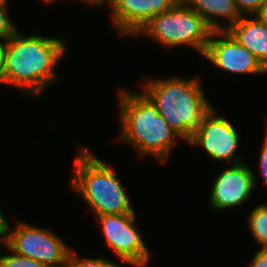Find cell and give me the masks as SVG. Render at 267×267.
I'll use <instances>...</instances> for the list:
<instances>
[{
    "instance_id": "cell-25",
    "label": "cell",
    "mask_w": 267,
    "mask_h": 267,
    "mask_svg": "<svg viewBox=\"0 0 267 267\" xmlns=\"http://www.w3.org/2000/svg\"><path fill=\"white\" fill-rule=\"evenodd\" d=\"M42 1L47 3V4H50V3H54V1H57V0H42ZM58 1H60V0H58ZM62 1H70V0H62Z\"/></svg>"
},
{
    "instance_id": "cell-11",
    "label": "cell",
    "mask_w": 267,
    "mask_h": 267,
    "mask_svg": "<svg viewBox=\"0 0 267 267\" xmlns=\"http://www.w3.org/2000/svg\"><path fill=\"white\" fill-rule=\"evenodd\" d=\"M180 0H109L112 28L122 38L135 36L152 18Z\"/></svg>"
},
{
    "instance_id": "cell-14",
    "label": "cell",
    "mask_w": 267,
    "mask_h": 267,
    "mask_svg": "<svg viewBox=\"0 0 267 267\" xmlns=\"http://www.w3.org/2000/svg\"><path fill=\"white\" fill-rule=\"evenodd\" d=\"M248 229L260 248H267V203L251 209L247 217Z\"/></svg>"
},
{
    "instance_id": "cell-19",
    "label": "cell",
    "mask_w": 267,
    "mask_h": 267,
    "mask_svg": "<svg viewBox=\"0 0 267 267\" xmlns=\"http://www.w3.org/2000/svg\"><path fill=\"white\" fill-rule=\"evenodd\" d=\"M259 171L263 178V182L267 188V127L265 129V135L263 145L259 153Z\"/></svg>"
},
{
    "instance_id": "cell-24",
    "label": "cell",
    "mask_w": 267,
    "mask_h": 267,
    "mask_svg": "<svg viewBox=\"0 0 267 267\" xmlns=\"http://www.w3.org/2000/svg\"><path fill=\"white\" fill-rule=\"evenodd\" d=\"M5 236L6 235H0V249L3 247L2 245L4 244Z\"/></svg>"
},
{
    "instance_id": "cell-4",
    "label": "cell",
    "mask_w": 267,
    "mask_h": 267,
    "mask_svg": "<svg viewBox=\"0 0 267 267\" xmlns=\"http://www.w3.org/2000/svg\"><path fill=\"white\" fill-rule=\"evenodd\" d=\"M73 165L70 187L82 197L95 217L135 212L123 183L106 161L79 145Z\"/></svg>"
},
{
    "instance_id": "cell-1",
    "label": "cell",
    "mask_w": 267,
    "mask_h": 267,
    "mask_svg": "<svg viewBox=\"0 0 267 267\" xmlns=\"http://www.w3.org/2000/svg\"><path fill=\"white\" fill-rule=\"evenodd\" d=\"M63 38L30 34L19 29L1 44V85L38 98L58 83L57 67L67 51Z\"/></svg>"
},
{
    "instance_id": "cell-2",
    "label": "cell",
    "mask_w": 267,
    "mask_h": 267,
    "mask_svg": "<svg viewBox=\"0 0 267 267\" xmlns=\"http://www.w3.org/2000/svg\"><path fill=\"white\" fill-rule=\"evenodd\" d=\"M119 99L120 133L118 140L136 149L137 156L154 157L167 163L172 149L184 139L159 115L157 106L143 91L121 88Z\"/></svg>"
},
{
    "instance_id": "cell-16",
    "label": "cell",
    "mask_w": 267,
    "mask_h": 267,
    "mask_svg": "<svg viewBox=\"0 0 267 267\" xmlns=\"http://www.w3.org/2000/svg\"><path fill=\"white\" fill-rule=\"evenodd\" d=\"M4 248L6 247L7 250L9 251V254H5L3 255V250L2 247L0 249V267H46L44 264L19 255L14 253L13 251H11L5 244H3ZM2 253V254H1ZM11 253V254H10Z\"/></svg>"
},
{
    "instance_id": "cell-23",
    "label": "cell",
    "mask_w": 267,
    "mask_h": 267,
    "mask_svg": "<svg viewBox=\"0 0 267 267\" xmlns=\"http://www.w3.org/2000/svg\"><path fill=\"white\" fill-rule=\"evenodd\" d=\"M74 1H79V2H84V3H89L91 5H95L96 7H102V5L104 6V4H106L109 0H73Z\"/></svg>"
},
{
    "instance_id": "cell-21",
    "label": "cell",
    "mask_w": 267,
    "mask_h": 267,
    "mask_svg": "<svg viewBox=\"0 0 267 267\" xmlns=\"http://www.w3.org/2000/svg\"><path fill=\"white\" fill-rule=\"evenodd\" d=\"M259 21L267 27V1L255 14Z\"/></svg>"
},
{
    "instance_id": "cell-27",
    "label": "cell",
    "mask_w": 267,
    "mask_h": 267,
    "mask_svg": "<svg viewBox=\"0 0 267 267\" xmlns=\"http://www.w3.org/2000/svg\"><path fill=\"white\" fill-rule=\"evenodd\" d=\"M0 4H8V0H0Z\"/></svg>"
},
{
    "instance_id": "cell-10",
    "label": "cell",
    "mask_w": 267,
    "mask_h": 267,
    "mask_svg": "<svg viewBox=\"0 0 267 267\" xmlns=\"http://www.w3.org/2000/svg\"><path fill=\"white\" fill-rule=\"evenodd\" d=\"M211 65L230 74L254 75L267 74L261 65L245 47L226 30L213 31L202 55Z\"/></svg>"
},
{
    "instance_id": "cell-9",
    "label": "cell",
    "mask_w": 267,
    "mask_h": 267,
    "mask_svg": "<svg viewBox=\"0 0 267 267\" xmlns=\"http://www.w3.org/2000/svg\"><path fill=\"white\" fill-rule=\"evenodd\" d=\"M227 167L218 172L211 186L210 208L218 212L245 204L257 187L256 171L246 162Z\"/></svg>"
},
{
    "instance_id": "cell-26",
    "label": "cell",
    "mask_w": 267,
    "mask_h": 267,
    "mask_svg": "<svg viewBox=\"0 0 267 267\" xmlns=\"http://www.w3.org/2000/svg\"><path fill=\"white\" fill-rule=\"evenodd\" d=\"M0 47H1V43H0ZM0 85H1V54H0Z\"/></svg>"
},
{
    "instance_id": "cell-20",
    "label": "cell",
    "mask_w": 267,
    "mask_h": 267,
    "mask_svg": "<svg viewBox=\"0 0 267 267\" xmlns=\"http://www.w3.org/2000/svg\"><path fill=\"white\" fill-rule=\"evenodd\" d=\"M249 267H267V248H260L254 253Z\"/></svg>"
},
{
    "instance_id": "cell-7",
    "label": "cell",
    "mask_w": 267,
    "mask_h": 267,
    "mask_svg": "<svg viewBox=\"0 0 267 267\" xmlns=\"http://www.w3.org/2000/svg\"><path fill=\"white\" fill-rule=\"evenodd\" d=\"M104 242L120 262L146 267L152 256L137 226L135 212L96 216Z\"/></svg>"
},
{
    "instance_id": "cell-12",
    "label": "cell",
    "mask_w": 267,
    "mask_h": 267,
    "mask_svg": "<svg viewBox=\"0 0 267 267\" xmlns=\"http://www.w3.org/2000/svg\"><path fill=\"white\" fill-rule=\"evenodd\" d=\"M267 70V27L253 16H242L227 30Z\"/></svg>"
},
{
    "instance_id": "cell-3",
    "label": "cell",
    "mask_w": 267,
    "mask_h": 267,
    "mask_svg": "<svg viewBox=\"0 0 267 267\" xmlns=\"http://www.w3.org/2000/svg\"><path fill=\"white\" fill-rule=\"evenodd\" d=\"M142 91L157 106L159 115L187 142L213 108L198 76L150 78Z\"/></svg>"
},
{
    "instance_id": "cell-22",
    "label": "cell",
    "mask_w": 267,
    "mask_h": 267,
    "mask_svg": "<svg viewBox=\"0 0 267 267\" xmlns=\"http://www.w3.org/2000/svg\"><path fill=\"white\" fill-rule=\"evenodd\" d=\"M0 207V235H6V226L8 222L7 215L2 211Z\"/></svg>"
},
{
    "instance_id": "cell-15",
    "label": "cell",
    "mask_w": 267,
    "mask_h": 267,
    "mask_svg": "<svg viewBox=\"0 0 267 267\" xmlns=\"http://www.w3.org/2000/svg\"><path fill=\"white\" fill-rule=\"evenodd\" d=\"M76 254L74 249H71L66 267H123L113 260L110 261L108 257L86 258L79 257Z\"/></svg>"
},
{
    "instance_id": "cell-8",
    "label": "cell",
    "mask_w": 267,
    "mask_h": 267,
    "mask_svg": "<svg viewBox=\"0 0 267 267\" xmlns=\"http://www.w3.org/2000/svg\"><path fill=\"white\" fill-rule=\"evenodd\" d=\"M218 114L213 106L187 143L192 147H202L217 163L225 165L244 162V157L235 155L241 141L236 127L226 117Z\"/></svg>"
},
{
    "instance_id": "cell-5",
    "label": "cell",
    "mask_w": 267,
    "mask_h": 267,
    "mask_svg": "<svg viewBox=\"0 0 267 267\" xmlns=\"http://www.w3.org/2000/svg\"><path fill=\"white\" fill-rule=\"evenodd\" d=\"M212 32L200 14L179 1L152 18L134 37H150L165 48L186 46L202 56Z\"/></svg>"
},
{
    "instance_id": "cell-17",
    "label": "cell",
    "mask_w": 267,
    "mask_h": 267,
    "mask_svg": "<svg viewBox=\"0 0 267 267\" xmlns=\"http://www.w3.org/2000/svg\"><path fill=\"white\" fill-rule=\"evenodd\" d=\"M9 4H0V43H4L18 28L9 16Z\"/></svg>"
},
{
    "instance_id": "cell-13",
    "label": "cell",
    "mask_w": 267,
    "mask_h": 267,
    "mask_svg": "<svg viewBox=\"0 0 267 267\" xmlns=\"http://www.w3.org/2000/svg\"><path fill=\"white\" fill-rule=\"evenodd\" d=\"M200 14L213 31L228 30L242 17L235 0H180ZM226 23H222L219 18Z\"/></svg>"
},
{
    "instance_id": "cell-6",
    "label": "cell",
    "mask_w": 267,
    "mask_h": 267,
    "mask_svg": "<svg viewBox=\"0 0 267 267\" xmlns=\"http://www.w3.org/2000/svg\"><path fill=\"white\" fill-rule=\"evenodd\" d=\"M56 232L21 220L6 226L4 244L14 253L34 259L46 267H66L71 247Z\"/></svg>"
},
{
    "instance_id": "cell-18",
    "label": "cell",
    "mask_w": 267,
    "mask_h": 267,
    "mask_svg": "<svg viewBox=\"0 0 267 267\" xmlns=\"http://www.w3.org/2000/svg\"><path fill=\"white\" fill-rule=\"evenodd\" d=\"M267 0H235L242 16H253L266 3Z\"/></svg>"
}]
</instances>
